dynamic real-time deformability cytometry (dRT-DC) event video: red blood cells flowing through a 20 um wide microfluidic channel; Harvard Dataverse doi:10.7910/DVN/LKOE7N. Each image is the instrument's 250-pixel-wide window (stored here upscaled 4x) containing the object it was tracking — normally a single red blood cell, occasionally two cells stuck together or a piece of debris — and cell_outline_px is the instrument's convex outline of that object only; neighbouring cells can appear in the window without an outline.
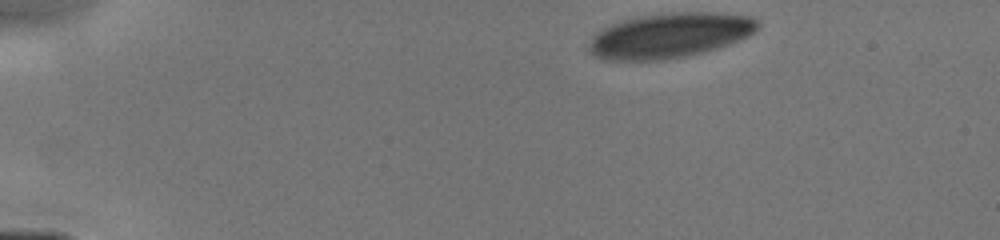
{"species": "human", "species_latin": "Homo sapiens", "temperature_condition": "cold", "stored_images_in_passage": 21, "camera_frame_rate_fps": 3000, "um_per_image_px": 0.085, "donor": {"sex": "male"}, "frame": {"image": 1, "passage_image": 1, "time_ms": 0.0, "image_size_px": [1000, 240], "cell_outline_px": [[760, 28], [748, 36], [728, 44], [704, 52], [688, 56], [664, 60], [604, 60], [596, 56], [588, 48], [588, 44], [592, 36], [600, 28], [632, 16], [668, 12], [716, 12], [752, 16], [760, 24]], "centroid_in_image_um": [56.91, 2.99], "position_along_channel_um": 28.1, "area_um2": 44.85}}
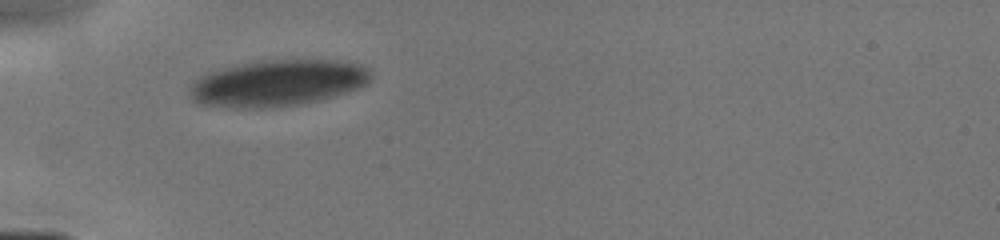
{"frame": {"image": 2, "passage_image": 20, "time_ms": 2.667, "image_size_px": [1000, 240], "cell_outline_px": [[372, 76], [364, 84], [356, 88], [344, 92], [316, 100], [300, 104], [272, 108], [232, 108], [200, 104], [192, 100], [188, 96], [192, 84], [204, 72], [256, 60], [332, 60], [360, 64], [368, 68]], "centroid_in_image_um": [23.51, 7.06], "position_along_channel_um": 61.5, "area_um2": 48.96}}